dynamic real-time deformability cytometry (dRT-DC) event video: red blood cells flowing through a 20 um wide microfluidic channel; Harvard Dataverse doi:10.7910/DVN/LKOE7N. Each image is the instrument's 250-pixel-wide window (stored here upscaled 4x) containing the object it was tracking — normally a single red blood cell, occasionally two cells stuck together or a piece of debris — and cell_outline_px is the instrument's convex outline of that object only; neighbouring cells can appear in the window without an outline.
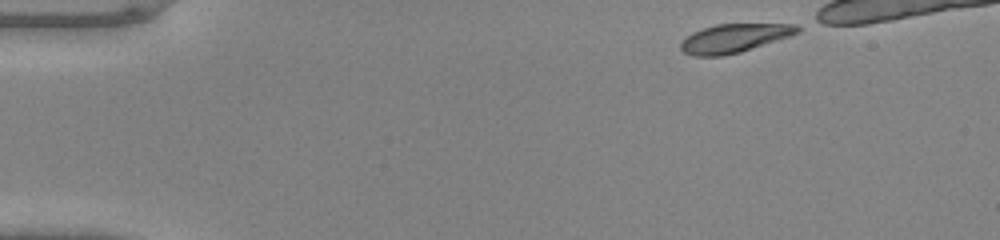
{"species": "common noctule bat (a hibernating species)", "species_latin": "Nyctalus noctula", "temperature_condition": "warm", "stored_images_in_passage": 35, "camera_frame_rate_fps": 3000, "um_per_image_px": 0.085, "animal": {"sex": "male", "body_mass_g": 20.0, "forearm_length_mm": 53.3}, "frame": {"image": 1, "passage_image": 1, "time_ms": 0.0, "image_size_px": [1000, 240], "cell_outline_px": [[800, 32], [740, 52], [724, 56], [692, 56], [684, 52], [680, 48], [680, 44], [692, 32], [716, 24], [796, 24], [800, 28]], "centroid_in_image_um": [62.38, 3.25], "position_along_channel_um": 22.6, "area_um2": 19.19}}
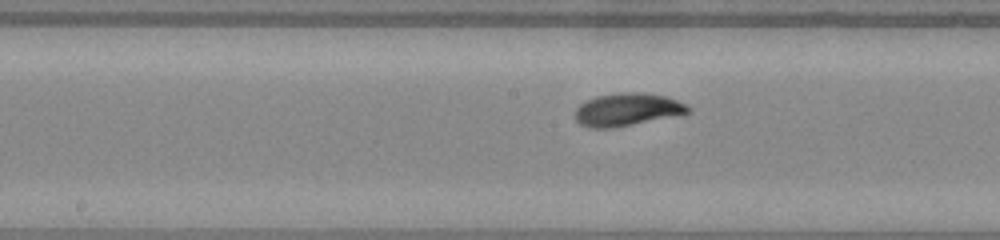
{"frame": {"image": 2, "passage_image": 20, "time_ms": 6.333, "image_size_px": [1000, 240], "cell_outline_px": [[692, 112], [612, 128], [588, 128], [580, 124], [576, 120], [576, 108], [580, 104], [596, 96], [620, 92], [644, 92], [668, 96], [692, 108]], "centroid_in_image_um": [53.32, 9.3], "position_along_channel_um": 194.9, "area_um2": 21.5}}
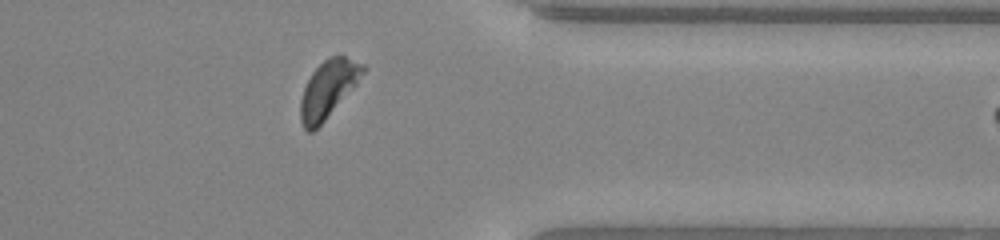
{"frame": {"image": 3, "passage_image": 34, "time_ms": 11.0, "image_size_px": [1000, 240], "cell_outline_px": [[364, 72], [356, 84], [324, 120], [312, 132], [308, 132], [304, 128], [300, 120], [300, 100], [304, 88], [312, 72], [324, 60], [332, 56], [344, 56], [364, 64]], "centroid_in_image_um": [27.86, 7.57], "position_along_channel_um": 383.5, "area_um2": 20.23}}